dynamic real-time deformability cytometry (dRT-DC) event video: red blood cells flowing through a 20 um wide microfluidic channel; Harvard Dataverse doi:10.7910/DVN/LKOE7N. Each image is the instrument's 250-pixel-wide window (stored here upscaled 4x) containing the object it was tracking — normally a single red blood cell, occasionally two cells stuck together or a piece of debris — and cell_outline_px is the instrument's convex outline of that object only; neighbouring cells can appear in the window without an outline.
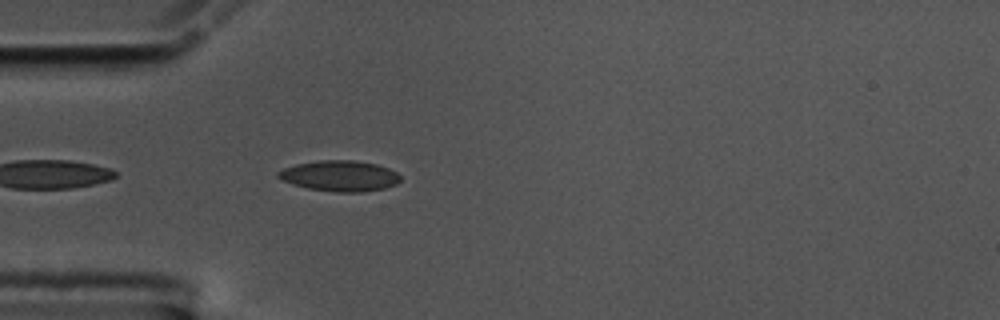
{"species": "common noctule bat (a hibernating species)", "species_latin": "Nyctalus noctula", "temperature_condition": "cold", "stored_images_in_passage": 11, "camera_frame_rate_fps": 3000, "um_per_image_px": 0.085, "animal": {"sex": "male", "body_mass_g": 17.5, "forearm_length_mm": 52.3}, "frame": {"image": 1, "passage_image": 2, "time_ms": 0.333, "image_size_px": [1000, 320], "cell_outline_px": [[400, 180], [396, 184], [384, 188], [360, 192], [336, 192], [308, 188], [292, 184], [280, 180], [276, 176], [276, 172], [284, 168], [296, 164], [320, 160], [356, 160], [376, 164], [388, 168], [396, 172], [400, 176]], "centroid_in_image_um": [28.85, 14.94], "position_along_channel_um": 56.2, "area_um2": 21.91}}